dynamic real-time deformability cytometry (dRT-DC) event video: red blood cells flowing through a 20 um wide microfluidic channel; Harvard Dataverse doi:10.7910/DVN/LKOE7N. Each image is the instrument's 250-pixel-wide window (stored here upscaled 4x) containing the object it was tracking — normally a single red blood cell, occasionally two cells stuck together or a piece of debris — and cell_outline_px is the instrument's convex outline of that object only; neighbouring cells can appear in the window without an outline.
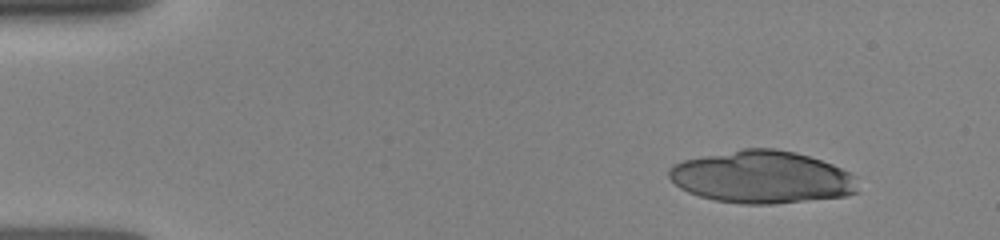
{"species": "human", "species_latin": "Homo sapiens", "temperature_condition": "room temperature", "stored_images_in_passage": 18, "camera_frame_rate_fps": 3000, "um_per_image_px": 0.085, "donor": {"sex": "female"}, "frame": {"image": 1, "passage_image": 1, "time_ms": 0.0, "image_size_px": [1000, 240], "cell_outline_px": [[860, 192], [844, 196], [776, 204], [740, 204], [716, 200], [700, 196], [688, 192], [680, 188], [668, 176], [668, 168], [672, 164], [684, 160], [744, 148], [776, 148], [796, 152], [832, 164], [848, 172], [852, 176]], "centroid_in_image_um": [64.74, 15.06], "position_along_channel_um": 20.3, "area_um2": 57.57}}